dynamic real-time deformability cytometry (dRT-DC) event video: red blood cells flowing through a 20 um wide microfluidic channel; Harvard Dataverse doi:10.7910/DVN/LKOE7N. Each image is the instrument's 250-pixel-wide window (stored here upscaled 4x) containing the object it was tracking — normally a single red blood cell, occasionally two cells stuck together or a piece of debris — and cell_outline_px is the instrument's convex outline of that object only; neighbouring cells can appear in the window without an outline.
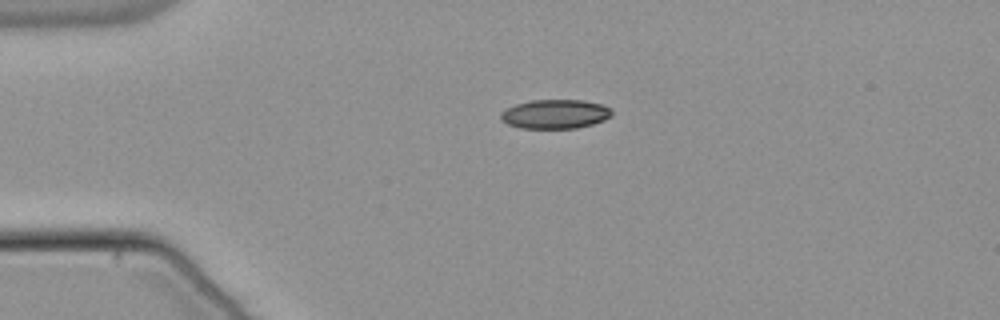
{"species": "common noctule bat (a hibernating species)", "species_latin": "Nyctalus noctula", "temperature_condition": "warm", "stored_images_in_passage": 42, "camera_frame_rate_fps": 3000, "um_per_image_px": 0.085, "animal": {"sex": "male", "body_mass_g": 21.5, "forearm_length_mm": 52.0}, "frame": {"image": 1, "passage_image": 1, "time_ms": 0.0, "image_size_px": [1000, 320], "cell_outline_px": [[612, 116], [604, 120], [592, 124], [576, 128], [520, 128], [508, 124], [500, 120], [500, 112], [516, 104], [532, 100], [580, 100], [600, 104], [612, 108]], "centroid_in_image_um": [47.18, 9.7], "position_along_channel_um": 37.8, "area_um2": 18.84}}
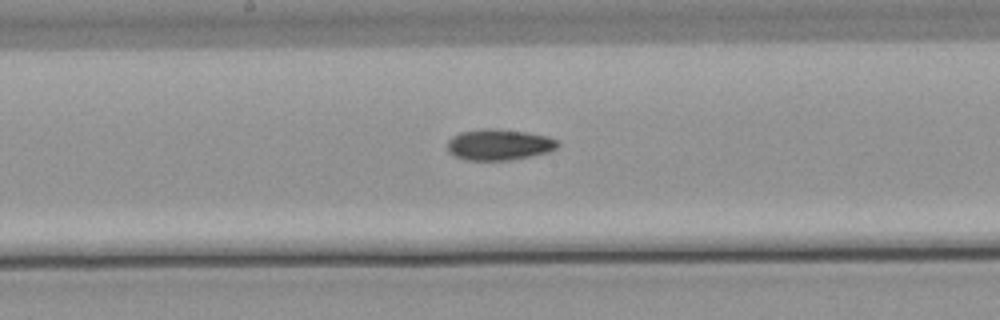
{"frame": {"image": 2, "passage_image": 17, "time_ms": 5.333, "image_size_px": [1000, 320], "cell_outline_px": [[560, 144], [556, 148], [548, 152], [508, 160], [464, 160], [448, 152], [448, 140], [452, 136], [460, 132], [488, 128], [492, 128], [528, 132], [548, 136], [556, 140]], "centroid_in_image_um": [42.4, 12.29], "position_along_channel_um": 205.8, "area_um2": 19.88}}
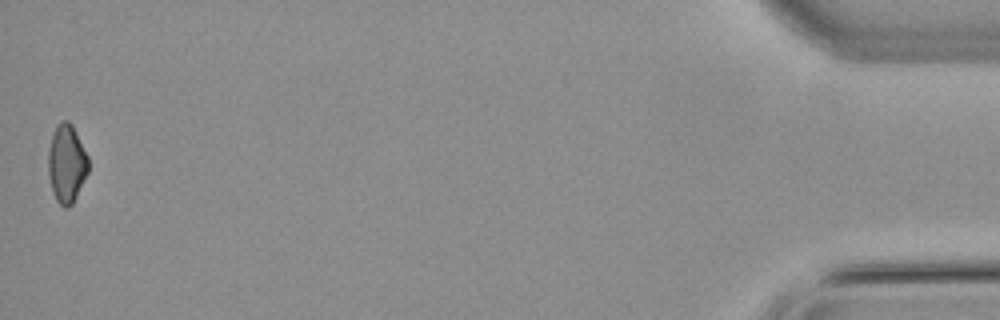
{"frame": {"image": 3, "passage_image": 42, "time_ms": 13.667, "image_size_px": [1000, 320], "cell_outline_px": [[88, 172], [72, 204], [68, 208], [64, 208], [56, 200], [52, 192], [48, 176], [48, 152], [52, 136], [56, 124], [60, 120], [68, 120], [72, 124], [88, 156]], "centroid_in_image_um": [5.65, 13.9], "position_along_channel_um": 429.6, "area_um2": 18.38}, "authors_computed_cell_mechanics": {"area_um2": 19.4786, "velocity_mm_per_s": 3.8312, "shape_relaxation_time_tau1_ms": 9.8647, "shape_relaxation_time_tau2_ms": 9.2064, "deformation_change_tau1": 0.1796, "deformation_change_tau2": 0.1493}}